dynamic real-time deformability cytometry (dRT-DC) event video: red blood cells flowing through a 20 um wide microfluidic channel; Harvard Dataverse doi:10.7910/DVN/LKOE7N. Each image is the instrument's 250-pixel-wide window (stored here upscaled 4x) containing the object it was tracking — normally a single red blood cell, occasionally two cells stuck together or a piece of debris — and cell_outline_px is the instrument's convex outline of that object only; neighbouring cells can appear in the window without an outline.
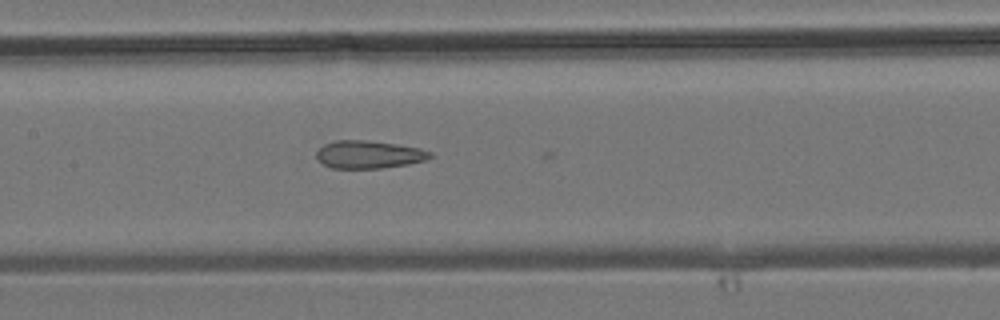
{"species": "common noctule bat (a hibernating species)", "species_latin": "Nyctalus noctula", "temperature_condition": "room temperature", "stored_images_in_passage": 29, "camera_frame_rate_fps": 3000, "um_per_image_px": 0.085, "animal": {"sex": "male", "body_mass_g": 19.2, "forearm_length_mm": 51.8}, "frame": {"image": 1, "passage_image": 16, "time_ms": 5.0, "image_size_px": [1000, 320], "cell_outline_px": [[432, 156], [428, 160], [408, 164], [380, 168], [332, 168], [324, 164], [316, 156], [316, 152], [324, 144], [336, 140], [368, 140], [420, 148], [432, 152]], "centroid_in_image_um": [31.37, 13.13], "position_along_channel_um": 176.0, "area_um2": 18.32}}
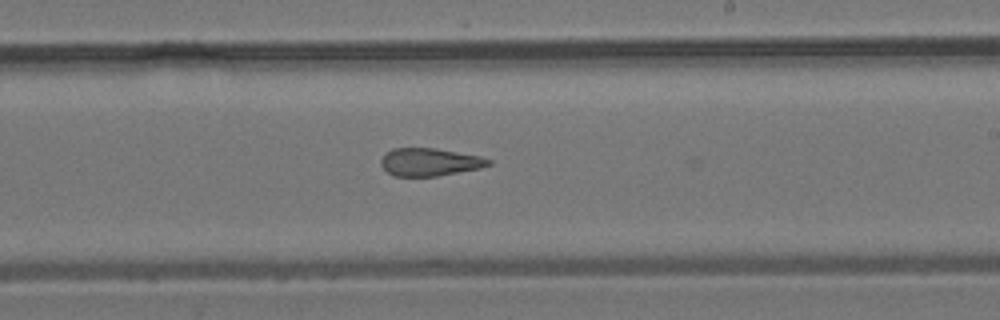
{"frame": {"image": 2, "passage_image": 21, "time_ms": 6.667, "image_size_px": [1000, 320], "cell_outline_px": [[492, 164], [480, 168], [436, 176], [392, 176], [380, 164], [380, 160], [392, 148], [436, 148], [480, 156], [492, 160]], "centroid_in_image_um": [36.53, 13.77], "position_along_channel_um": 252.5, "area_um2": 17.34}}
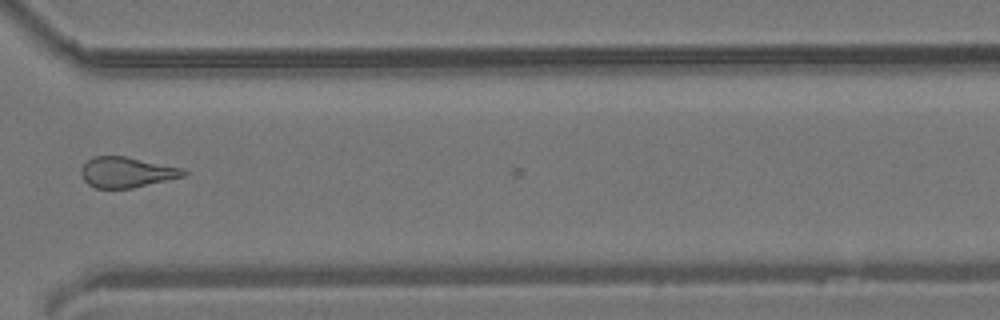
{"frame": {"image": 3, "passage_image": 28, "time_ms": 9.0, "image_size_px": [1000, 320], "cell_outline_px": [[188, 172], [184, 176], [132, 188], [96, 188], [88, 184], [84, 180], [80, 172], [80, 168], [92, 156], [124, 156], [184, 168]], "centroid_in_image_um": [10.75, 14.63], "position_along_channel_um": 359.8, "area_um2": 18.15}}